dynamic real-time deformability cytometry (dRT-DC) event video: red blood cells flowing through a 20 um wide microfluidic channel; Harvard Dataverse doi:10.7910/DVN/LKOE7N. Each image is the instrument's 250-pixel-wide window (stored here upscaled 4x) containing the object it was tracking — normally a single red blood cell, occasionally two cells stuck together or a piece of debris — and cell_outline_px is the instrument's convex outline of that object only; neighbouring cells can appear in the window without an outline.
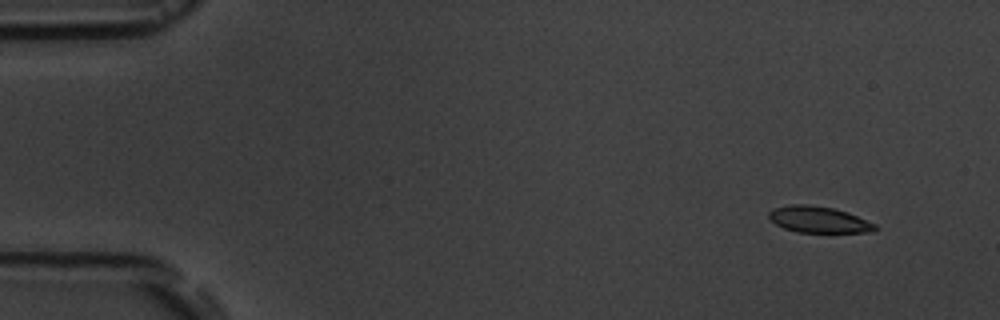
{"species": "common noctule bat (a hibernating species)", "species_latin": "Nyctalus noctula", "temperature_condition": "room temperature", "stored_images_in_passage": 8, "camera_frame_rate_fps": 3000, "um_per_image_px": 0.085, "animal": {"sex": "male", "body_mass_g": 19.5, "forearm_length_mm": 54.6}, "frame": {"image": 1, "passage_image": 1, "time_ms": 0.0, "image_size_px": [1000, 320], "cell_outline_px": [[880, 228], [872, 232], [796, 232], [784, 228], [776, 224], [768, 216], [768, 212], [772, 208], [788, 204], [808, 204], [832, 208], [848, 212], [876, 224]], "centroid_in_image_um": [69.59, 18.66], "position_along_channel_um": 15.4, "area_um2": 16.42}}
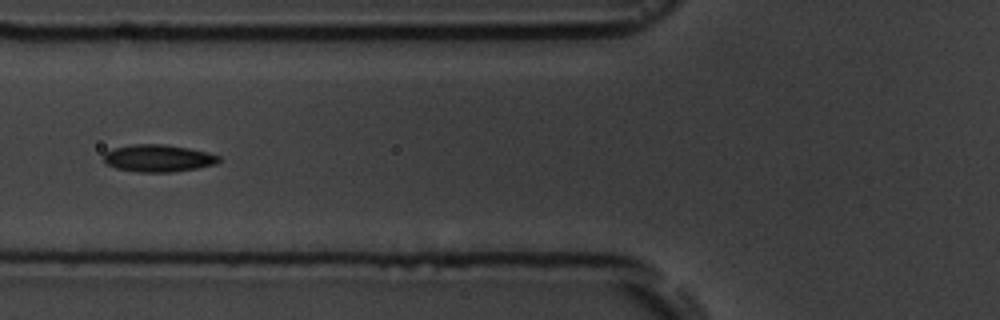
{"frame": {"image": 2, "passage_image": 6, "time_ms": 5.667, "image_size_px": [1000, 320], "cell_outline_px": [[220, 160], [216, 164], [196, 168], [172, 172], [140, 172], [116, 168], [108, 164], [104, 160], [104, 152], [112, 148], [132, 144], [164, 144], [188, 148], [208, 152], [220, 156]], "centroid_in_image_um": [13.44, 13.44], "position_along_channel_um": 112.4, "area_um2": 18.26}}
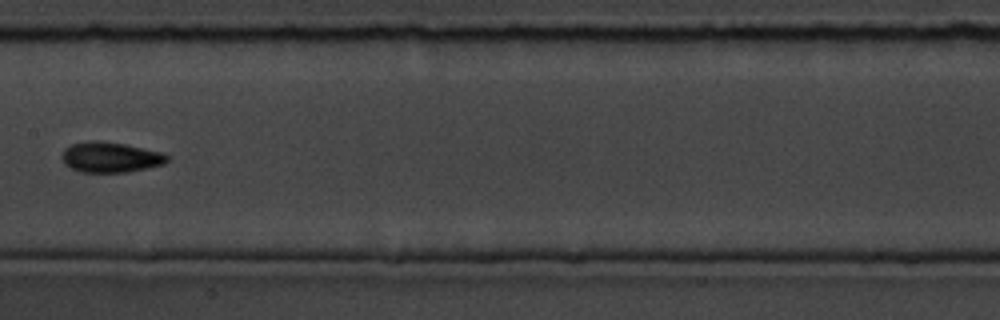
{"frame": {"image": 3, "passage_image": 8, "time_ms": 8.0, "image_size_px": [1000, 320], "cell_outline_px": [[168, 160], [164, 164], [148, 168], [128, 172], [84, 172], [72, 168], [64, 164], [60, 156], [64, 148], [72, 144], [96, 140], [124, 144], [160, 152], [168, 156]], "centroid_in_image_um": [9.36, 13.37], "position_along_channel_um": 198.0, "area_um2": 18.5}}